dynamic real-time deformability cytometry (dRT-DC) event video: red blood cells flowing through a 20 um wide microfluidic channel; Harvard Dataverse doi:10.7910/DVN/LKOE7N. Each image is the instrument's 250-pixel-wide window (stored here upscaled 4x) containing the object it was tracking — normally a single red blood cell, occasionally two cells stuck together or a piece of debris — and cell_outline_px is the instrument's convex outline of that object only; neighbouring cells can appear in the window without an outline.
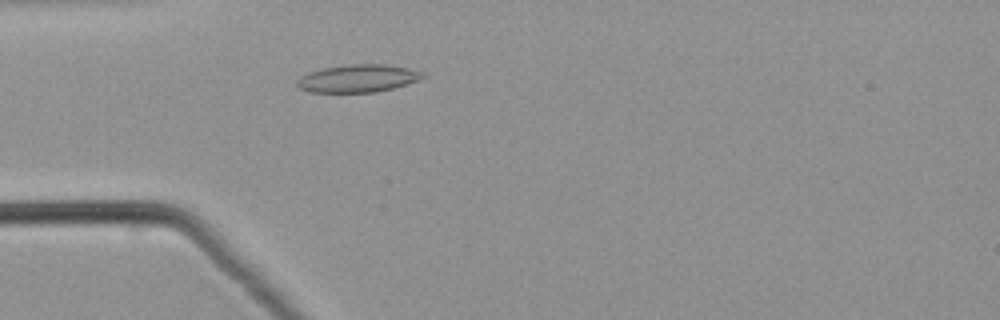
{"species": "common noctule bat (a hibernating species)", "species_latin": "Nyctalus noctula", "temperature_condition": "warm", "stored_images_in_passage": 49, "camera_frame_rate_fps": 3000, "um_per_image_px": 0.085, "animal": {"sex": "male", "body_mass_g": 21.5, "forearm_length_mm": 52.0}, "frame": {"image": 1, "passage_image": 13, "time_ms": 4.0, "image_size_px": [1000, 320], "cell_outline_px": [[428, 76], [420, 80], [392, 88], [376, 92], [308, 92], [300, 88], [296, 84], [296, 80], [300, 76], [308, 72], [324, 68], [348, 64], [384, 64], [408, 68], [424, 72]], "centroid_in_image_um": [30.44, 6.66], "position_along_channel_um": 54.6, "area_um2": 20.4}}
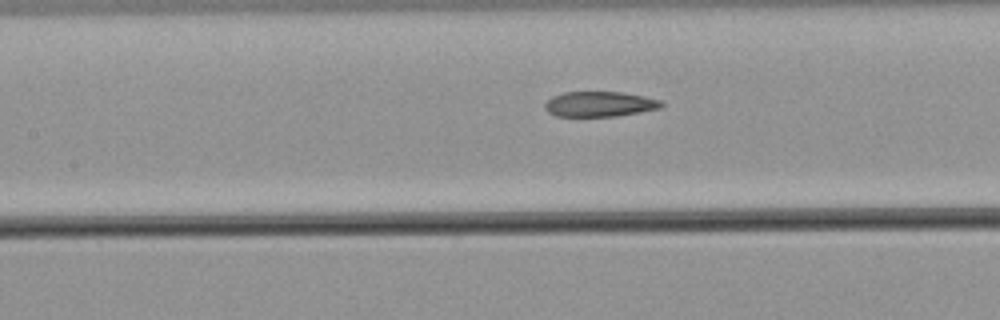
{"frame": {"image": 2, "passage_image": 21, "time_ms": 6.667, "image_size_px": [1000, 320], "cell_outline_px": [[664, 104], [660, 108], [640, 112], [616, 116], [556, 116], [548, 112], [544, 108], [544, 104], [552, 96], [564, 92], [624, 92], [664, 100]], "centroid_in_image_um": [50.99, 8.84], "position_along_channel_um": 156.4, "area_um2": 17.22}}
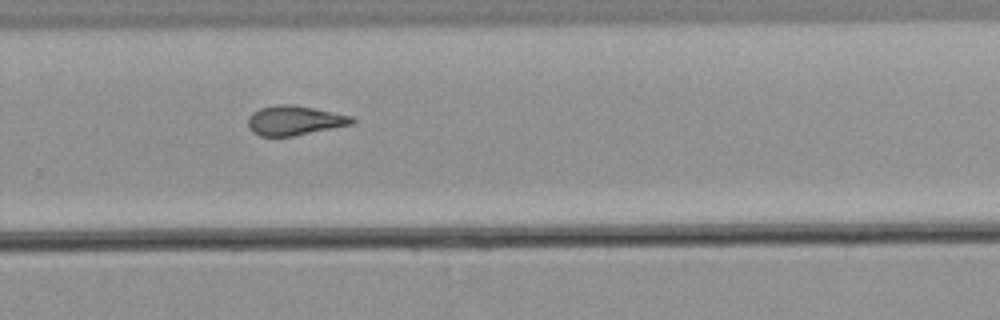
{"frame": {"image": 3, "passage_image": 32, "time_ms": 10.333, "image_size_px": [1000, 320], "cell_outline_px": [[356, 120], [352, 124], [292, 136], [260, 136], [252, 132], [248, 128], [248, 120], [252, 112], [260, 108], [280, 104], [292, 104], [352, 116]], "centroid_in_image_um": [25.0, 10.24], "position_along_channel_um": 304.8, "area_um2": 17.69}}